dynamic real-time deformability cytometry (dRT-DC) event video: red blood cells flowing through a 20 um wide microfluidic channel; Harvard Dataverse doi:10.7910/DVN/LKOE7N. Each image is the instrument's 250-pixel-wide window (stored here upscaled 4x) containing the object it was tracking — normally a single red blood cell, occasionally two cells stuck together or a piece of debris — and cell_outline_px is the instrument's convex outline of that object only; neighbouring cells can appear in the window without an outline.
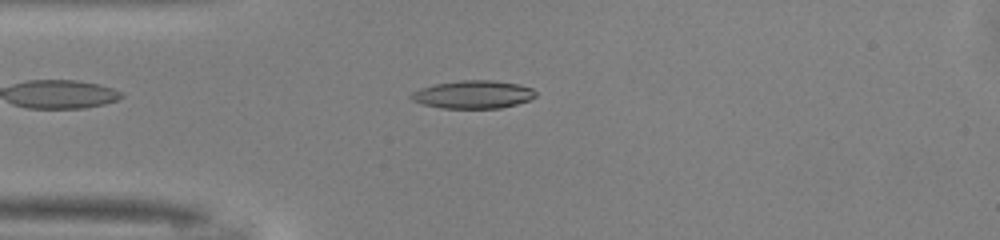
{"species": "common noctule bat (a hibernating species)", "species_latin": "Nyctalus noctula", "temperature_condition": "warm", "stored_images_in_passage": 32, "camera_frame_rate_fps": 3000, "um_per_image_px": 0.085, "animal": {"sex": "male", "body_mass_g": 13.0, "forearm_length_mm": 53.1}, "frame": {"image": 1, "passage_image": 1, "time_ms": 0.0, "image_size_px": [1000, 240], "cell_outline_px": [[536, 96], [528, 100], [516, 104], [500, 108], [440, 108], [424, 104], [412, 100], [408, 96], [412, 92], [420, 88], [432, 84], [460, 80], [496, 80], [520, 84], [532, 88], [536, 92]], "centroid_in_image_um": [40.2, 8.02], "position_along_channel_um": 44.8, "area_um2": 20.46}}
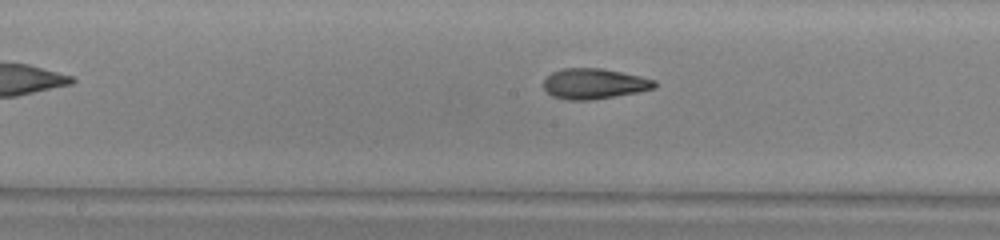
{"frame": {"image": 2, "passage_image": 13, "time_ms": 4.0, "image_size_px": [1000, 240], "cell_outline_px": [[656, 88], [640, 92], [592, 100], [568, 100], [552, 96], [544, 88], [544, 80], [552, 72], [564, 68], [604, 68], [640, 76], [656, 80]], "centroid_in_image_um": [50.54, 7.12], "position_along_channel_um": 197.7, "area_um2": 19.83}}
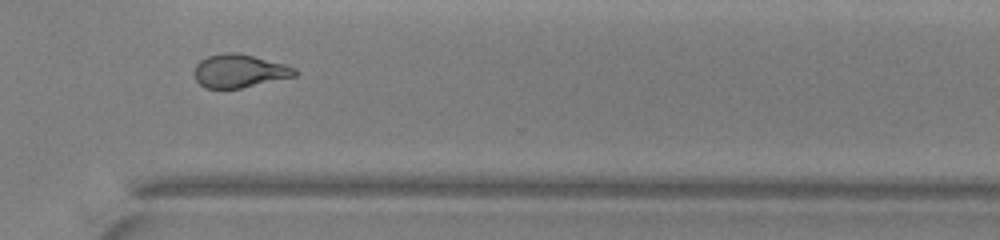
{"frame": {"image": 3, "passage_image": 24, "time_ms": 7.667, "image_size_px": [1000, 240], "cell_outline_px": [[300, 72], [296, 76], [240, 88], [204, 88], [196, 80], [192, 72], [196, 64], [200, 60], [208, 56], [224, 52], [240, 52], [288, 64], [296, 68]], "centroid_in_image_um": [20.37, 6.01], "position_along_channel_um": 350.2, "area_um2": 19.94}, "authors_computed_cell_mechanics": {"area_um2": 19.7676, "velocity_mm_per_s": 4.1647, "shape_relaxation_time_tau1_ms": 4.3408, "shape_relaxation_time_tau2_ms": 2.3108, "deformation_change_tau1": 0.1927, "deformation_change_tau2": 0.1128}}